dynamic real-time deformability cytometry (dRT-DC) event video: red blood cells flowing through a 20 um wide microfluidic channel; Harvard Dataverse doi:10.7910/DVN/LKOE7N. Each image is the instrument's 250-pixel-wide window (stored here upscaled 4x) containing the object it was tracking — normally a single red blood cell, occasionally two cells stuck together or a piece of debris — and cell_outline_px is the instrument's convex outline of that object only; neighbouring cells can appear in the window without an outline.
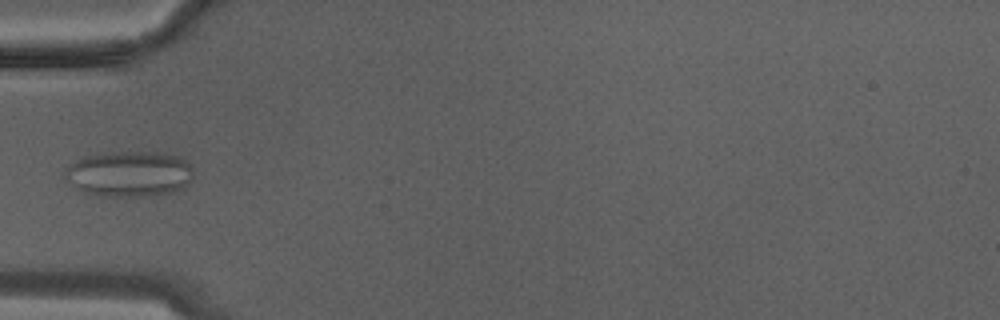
{"species": "Egyptian fruit bat (a non-hibernating species)", "species_latin": "Rousettus aegyptiacus", "temperature_condition": "warm", "stored_images_in_passage": 24, "camera_frame_rate_fps": 3000, "um_per_image_px": 0.085, "animal": {"sex": "male"}, "frame": {"image": 1, "passage_image": 4, "time_ms": 1.0, "image_size_px": [1000, 320], "cell_outline_px": [[192, 176], [184, 188], [176, 192], [140, 196], [108, 196], [80, 192], [64, 180], [60, 176], [76, 160], [84, 156], [112, 152], [164, 152], [180, 156], [192, 168]], "centroid_in_image_um": [10.95, 14.78], "position_along_channel_um": 74.0, "area_um2": 34.51}}
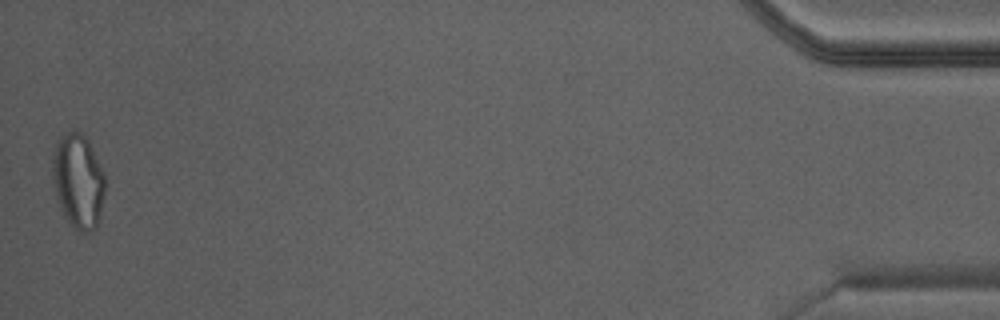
{"frame": {"image": 2, "passage_image": 24, "time_ms": 7.667, "image_size_px": [1000, 320], "cell_outline_px": [[104, 196], [100, 216], [96, 228], [88, 232], [84, 232], [76, 228], [64, 216], [60, 208], [52, 176], [52, 152], [56, 140], [64, 132], [72, 128], [76, 128], [88, 140], [104, 176]], "centroid_in_image_um": [6.61, 15.32], "position_along_channel_um": 428.6, "area_um2": 28.96}}